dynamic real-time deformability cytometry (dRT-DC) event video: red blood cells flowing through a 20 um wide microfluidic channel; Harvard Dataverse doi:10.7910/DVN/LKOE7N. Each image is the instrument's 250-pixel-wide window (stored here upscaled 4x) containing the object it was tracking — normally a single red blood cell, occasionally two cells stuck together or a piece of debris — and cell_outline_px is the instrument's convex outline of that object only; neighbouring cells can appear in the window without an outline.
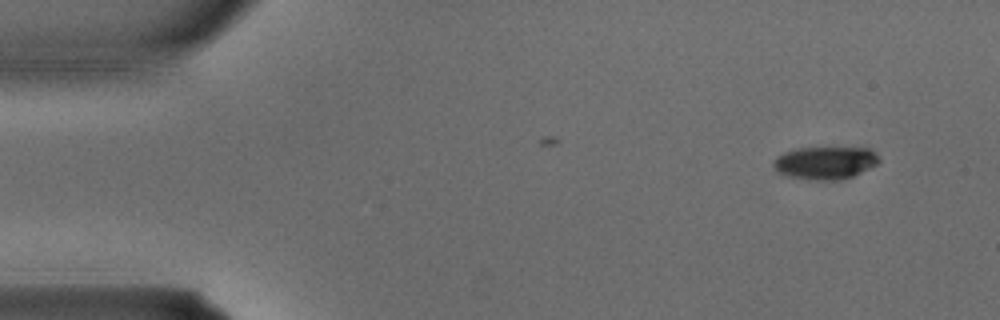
{"species": "common noctule bat (a hibernating species)", "species_latin": "Nyctalus noctula", "temperature_condition": "warm", "stored_images_in_passage": 2, "camera_frame_rate_fps": 3000, "um_per_image_px": 0.085, "animal": {"sex": "male", "body_mass_g": 15.6}, "frame": {"image": 1, "passage_image": 1, "time_ms": 0.0, "image_size_px": [1000, 320], "cell_outline_px": [[880, 160], [876, 164], [852, 176], [832, 180], [820, 180], [788, 176], [780, 172], [772, 164], [772, 160], [776, 156], [784, 152], [796, 148], [868, 148]], "centroid_in_image_um": [70.09, 13.82], "position_along_channel_um": 14.9, "area_um2": 19.59}}